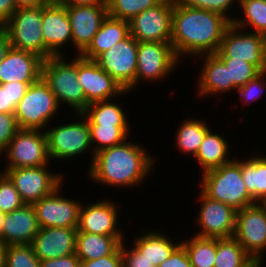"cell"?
<instances>
[{"instance_id":"cell-1","label":"cell","mask_w":266,"mask_h":267,"mask_svg":"<svg viewBox=\"0 0 266 267\" xmlns=\"http://www.w3.org/2000/svg\"><path fill=\"white\" fill-rule=\"evenodd\" d=\"M230 24L220 13L187 7L174 1L170 43L180 61L184 56L194 59L200 55L215 54Z\"/></svg>"},{"instance_id":"cell-2","label":"cell","mask_w":266,"mask_h":267,"mask_svg":"<svg viewBox=\"0 0 266 267\" xmlns=\"http://www.w3.org/2000/svg\"><path fill=\"white\" fill-rule=\"evenodd\" d=\"M142 146L127 139L120 145L98 151L88 166L89 179L109 188H131L144 184L156 159Z\"/></svg>"},{"instance_id":"cell-3","label":"cell","mask_w":266,"mask_h":267,"mask_svg":"<svg viewBox=\"0 0 266 267\" xmlns=\"http://www.w3.org/2000/svg\"><path fill=\"white\" fill-rule=\"evenodd\" d=\"M202 173L199 187L208 198L233 207L236 211L256 202L247 191L242 177L241 158Z\"/></svg>"},{"instance_id":"cell-4","label":"cell","mask_w":266,"mask_h":267,"mask_svg":"<svg viewBox=\"0 0 266 267\" xmlns=\"http://www.w3.org/2000/svg\"><path fill=\"white\" fill-rule=\"evenodd\" d=\"M64 55L51 56L42 63V78L49 85L59 105L70 106L75 114L87 106L82 86L78 83V55L67 60Z\"/></svg>"},{"instance_id":"cell-5","label":"cell","mask_w":266,"mask_h":267,"mask_svg":"<svg viewBox=\"0 0 266 267\" xmlns=\"http://www.w3.org/2000/svg\"><path fill=\"white\" fill-rule=\"evenodd\" d=\"M75 115V120L45 130L50 160H70L90 150L92 163L95 153L92 150L88 121L82 113Z\"/></svg>"},{"instance_id":"cell-6","label":"cell","mask_w":266,"mask_h":267,"mask_svg":"<svg viewBox=\"0 0 266 267\" xmlns=\"http://www.w3.org/2000/svg\"><path fill=\"white\" fill-rule=\"evenodd\" d=\"M62 108L49 85L41 77L30 85L24 97L19 101L15 117L19 128L46 130L49 122Z\"/></svg>"},{"instance_id":"cell-7","label":"cell","mask_w":266,"mask_h":267,"mask_svg":"<svg viewBox=\"0 0 266 267\" xmlns=\"http://www.w3.org/2000/svg\"><path fill=\"white\" fill-rule=\"evenodd\" d=\"M41 26L42 5L16 9L3 28L9 36L12 48L37 54L46 60L54 55L44 45Z\"/></svg>"},{"instance_id":"cell-8","label":"cell","mask_w":266,"mask_h":267,"mask_svg":"<svg viewBox=\"0 0 266 267\" xmlns=\"http://www.w3.org/2000/svg\"><path fill=\"white\" fill-rule=\"evenodd\" d=\"M2 155L8 161L4 168L41 167L52 163L44 130L20 128L0 157Z\"/></svg>"},{"instance_id":"cell-9","label":"cell","mask_w":266,"mask_h":267,"mask_svg":"<svg viewBox=\"0 0 266 267\" xmlns=\"http://www.w3.org/2000/svg\"><path fill=\"white\" fill-rule=\"evenodd\" d=\"M243 31L231 23L226 28L219 50L215 54L219 58L243 60L257 66L261 71H266V36L248 29Z\"/></svg>"},{"instance_id":"cell-10","label":"cell","mask_w":266,"mask_h":267,"mask_svg":"<svg viewBox=\"0 0 266 267\" xmlns=\"http://www.w3.org/2000/svg\"><path fill=\"white\" fill-rule=\"evenodd\" d=\"M179 61L170 42H138L136 87L144 80L152 83L167 78L181 65Z\"/></svg>"},{"instance_id":"cell-11","label":"cell","mask_w":266,"mask_h":267,"mask_svg":"<svg viewBox=\"0 0 266 267\" xmlns=\"http://www.w3.org/2000/svg\"><path fill=\"white\" fill-rule=\"evenodd\" d=\"M48 167L49 164L41 167L4 168L2 172L14 183L22 201L34 204L64 183L62 173L51 172Z\"/></svg>"},{"instance_id":"cell-12","label":"cell","mask_w":266,"mask_h":267,"mask_svg":"<svg viewBox=\"0 0 266 267\" xmlns=\"http://www.w3.org/2000/svg\"><path fill=\"white\" fill-rule=\"evenodd\" d=\"M234 237L256 262L263 264L266 253V209L261 203L236 211Z\"/></svg>"},{"instance_id":"cell-13","label":"cell","mask_w":266,"mask_h":267,"mask_svg":"<svg viewBox=\"0 0 266 267\" xmlns=\"http://www.w3.org/2000/svg\"><path fill=\"white\" fill-rule=\"evenodd\" d=\"M138 41L129 35L108 51L101 53L94 61L113 77L124 90L136 88Z\"/></svg>"},{"instance_id":"cell-14","label":"cell","mask_w":266,"mask_h":267,"mask_svg":"<svg viewBox=\"0 0 266 267\" xmlns=\"http://www.w3.org/2000/svg\"><path fill=\"white\" fill-rule=\"evenodd\" d=\"M175 0H162L129 21L130 35L138 42H170Z\"/></svg>"},{"instance_id":"cell-15","label":"cell","mask_w":266,"mask_h":267,"mask_svg":"<svg viewBox=\"0 0 266 267\" xmlns=\"http://www.w3.org/2000/svg\"><path fill=\"white\" fill-rule=\"evenodd\" d=\"M197 197L201 205L196 222L200 228L195 236L217 239L233 237L236 210L228 204L208 198L201 191Z\"/></svg>"},{"instance_id":"cell-16","label":"cell","mask_w":266,"mask_h":267,"mask_svg":"<svg viewBox=\"0 0 266 267\" xmlns=\"http://www.w3.org/2000/svg\"><path fill=\"white\" fill-rule=\"evenodd\" d=\"M63 186L60 185L52 194L32 204L40 228L78 227L82 202L62 196Z\"/></svg>"},{"instance_id":"cell-17","label":"cell","mask_w":266,"mask_h":267,"mask_svg":"<svg viewBox=\"0 0 266 267\" xmlns=\"http://www.w3.org/2000/svg\"><path fill=\"white\" fill-rule=\"evenodd\" d=\"M78 83L82 86L85 99L88 104L115 99L125 93L122 86L101 69L94 60H89L78 55Z\"/></svg>"},{"instance_id":"cell-18","label":"cell","mask_w":266,"mask_h":267,"mask_svg":"<svg viewBox=\"0 0 266 267\" xmlns=\"http://www.w3.org/2000/svg\"><path fill=\"white\" fill-rule=\"evenodd\" d=\"M120 205L110 200L81 204L77 230L90 234L107 236H123L122 230L117 228Z\"/></svg>"},{"instance_id":"cell-19","label":"cell","mask_w":266,"mask_h":267,"mask_svg":"<svg viewBox=\"0 0 266 267\" xmlns=\"http://www.w3.org/2000/svg\"><path fill=\"white\" fill-rule=\"evenodd\" d=\"M71 23L74 51L80 55L91 43L102 21L107 17V5L66 6Z\"/></svg>"},{"instance_id":"cell-20","label":"cell","mask_w":266,"mask_h":267,"mask_svg":"<svg viewBox=\"0 0 266 267\" xmlns=\"http://www.w3.org/2000/svg\"><path fill=\"white\" fill-rule=\"evenodd\" d=\"M42 34L44 45L54 55H64L62 47L72 41L71 23L66 6L62 4L42 5ZM62 52V53H61Z\"/></svg>"},{"instance_id":"cell-21","label":"cell","mask_w":266,"mask_h":267,"mask_svg":"<svg viewBox=\"0 0 266 267\" xmlns=\"http://www.w3.org/2000/svg\"><path fill=\"white\" fill-rule=\"evenodd\" d=\"M77 227L40 228L30 244L40 261L75 253Z\"/></svg>"},{"instance_id":"cell-22","label":"cell","mask_w":266,"mask_h":267,"mask_svg":"<svg viewBox=\"0 0 266 267\" xmlns=\"http://www.w3.org/2000/svg\"><path fill=\"white\" fill-rule=\"evenodd\" d=\"M42 63L37 54L11 47L0 62V84L37 82L42 76Z\"/></svg>"},{"instance_id":"cell-23","label":"cell","mask_w":266,"mask_h":267,"mask_svg":"<svg viewBox=\"0 0 266 267\" xmlns=\"http://www.w3.org/2000/svg\"><path fill=\"white\" fill-rule=\"evenodd\" d=\"M39 229L33 205L24 204L5 214L0 241L5 245L31 244Z\"/></svg>"},{"instance_id":"cell-24","label":"cell","mask_w":266,"mask_h":267,"mask_svg":"<svg viewBox=\"0 0 266 267\" xmlns=\"http://www.w3.org/2000/svg\"><path fill=\"white\" fill-rule=\"evenodd\" d=\"M204 58L203 67L200 69L197 96L204 98L209 95L229 93L233 90V81H230L229 69L216 54H205L198 56Z\"/></svg>"},{"instance_id":"cell-25","label":"cell","mask_w":266,"mask_h":267,"mask_svg":"<svg viewBox=\"0 0 266 267\" xmlns=\"http://www.w3.org/2000/svg\"><path fill=\"white\" fill-rule=\"evenodd\" d=\"M130 35L129 21L116 19L107 15L88 47L81 57L95 60L101 53L108 51L116 43Z\"/></svg>"},{"instance_id":"cell-26","label":"cell","mask_w":266,"mask_h":267,"mask_svg":"<svg viewBox=\"0 0 266 267\" xmlns=\"http://www.w3.org/2000/svg\"><path fill=\"white\" fill-rule=\"evenodd\" d=\"M125 236L90 234L77 230L75 253L80 260H95L114 253Z\"/></svg>"},{"instance_id":"cell-27","label":"cell","mask_w":266,"mask_h":267,"mask_svg":"<svg viewBox=\"0 0 266 267\" xmlns=\"http://www.w3.org/2000/svg\"><path fill=\"white\" fill-rule=\"evenodd\" d=\"M211 128L206 132L200 148L194 160L202 167L201 173L217 168L230 162L229 140L224 139L223 135L213 133Z\"/></svg>"},{"instance_id":"cell-28","label":"cell","mask_w":266,"mask_h":267,"mask_svg":"<svg viewBox=\"0 0 266 267\" xmlns=\"http://www.w3.org/2000/svg\"><path fill=\"white\" fill-rule=\"evenodd\" d=\"M156 232L149 231L147 233L142 231V235L135 237V240H133V245L157 267L171 256L181 242L178 241L177 243L175 240L173 242L169 239V236L158 232V230Z\"/></svg>"},{"instance_id":"cell-29","label":"cell","mask_w":266,"mask_h":267,"mask_svg":"<svg viewBox=\"0 0 266 267\" xmlns=\"http://www.w3.org/2000/svg\"><path fill=\"white\" fill-rule=\"evenodd\" d=\"M242 177L252 199L262 203L266 199V156L255 154L242 159Z\"/></svg>"},{"instance_id":"cell-30","label":"cell","mask_w":266,"mask_h":267,"mask_svg":"<svg viewBox=\"0 0 266 267\" xmlns=\"http://www.w3.org/2000/svg\"><path fill=\"white\" fill-rule=\"evenodd\" d=\"M113 100L90 103L82 113L86 117L88 125L129 126L130 123L124 109Z\"/></svg>"},{"instance_id":"cell-31","label":"cell","mask_w":266,"mask_h":267,"mask_svg":"<svg viewBox=\"0 0 266 267\" xmlns=\"http://www.w3.org/2000/svg\"><path fill=\"white\" fill-rule=\"evenodd\" d=\"M187 118L188 119L181 122L180 127H178L177 132H175L176 136H174V138L178 150L194 158L206 132L210 128L208 123L206 124L207 121H204V119Z\"/></svg>"},{"instance_id":"cell-32","label":"cell","mask_w":266,"mask_h":267,"mask_svg":"<svg viewBox=\"0 0 266 267\" xmlns=\"http://www.w3.org/2000/svg\"><path fill=\"white\" fill-rule=\"evenodd\" d=\"M255 262L234 236L217 239L214 267H251Z\"/></svg>"},{"instance_id":"cell-33","label":"cell","mask_w":266,"mask_h":267,"mask_svg":"<svg viewBox=\"0 0 266 267\" xmlns=\"http://www.w3.org/2000/svg\"><path fill=\"white\" fill-rule=\"evenodd\" d=\"M237 6L244 15L240 19L234 17L231 23L245 31L250 28L253 33L266 36V0H239Z\"/></svg>"},{"instance_id":"cell-34","label":"cell","mask_w":266,"mask_h":267,"mask_svg":"<svg viewBox=\"0 0 266 267\" xmlns=\"http://www.w3.org/2000/svg\"><path fill=\"white\" fill-rule=\"evenodd\" d=\"M181 244L188 253L193 267H214L217 253V238L191 236Z\"/></svg>"},{"instance_id":"cell-35","label":"cell","mask_w":266,"mask_h":267,"mask_svg":"<svg viewBox=\"0 0 266 267\" xmlns=\"http://www.w3.org/2000/svg\"><path fill=\"white\" fill-rule=\"evenodd\" d=\"M129 127L89 125L93 152L124 143L132 130Z\"/></svg>"},{"instance_id":"cell-36","label":"cell","mask_w":266,"mask_h":267,"mask_svg":"<svg viewBox=\"0 0 266 267\" xmlns=\"http://www.w3.org/2000/svg\"><path fill=\"white\" fill-rule=\"evenodd\" d=\"M162 0H106L110 17L130 21L134 16L152 8Z\"/></svg>"},{"instance_id":"cell-37","label":"cell","mask_w":266,"mask_h":267,"mask_svg":"<svg viewBox=\"0 0 266 267\" xmlns=\"http://www.w3.org/2000/svg\"><path fill=\"white\" fill-rule=\"evenodd\" d=\"M33 83L13 81L0 84V113H15L19 101Z\"/></svg>"},{"instance_id":"cell-38","label":"cell","mask_w":266,"mask_h":267,"mask_svg":"<svg viewBox=\"0 0 266 267\" xmlns=\"http://www.w3.org/2000/svg\"><path fill=\"white\" fill-rule=\"evenodd\" d=\"M229 69L230 81H233V91L247 84L262 71L255 65L234 58H220Z\"/></svg>"},{"instance_id":"cell-39","label":"cell","mask_w":266,"mask_h":267,"mask_svg":"<svg viewBox=\"0 0 266 267\" xmlns=\"http://www.w3.org/2000/svg\"><path fill=\"white\" fill-rule=\"evenodd\" d=\"M30 244L6 245V267H40Z\"/></svg>"},{"instance_id":"cell-40","label":"cell","mask_w":266,"mask_h":267,"mask_svg":"<svg viewBox=\"0 0 266 267\" xmlns=\"http://www.w3.org/2000/svg\"><path fill=\"white\" fill-rule=\"evenodd\" d=\"M24 204L14 183L5 173L0 172V211L10 213Z\"/></svg>"},{"instance_id":"cell-41","label":"cell","mask_w":266,"mask_h":267,"mask_svg":"<svg viewBox=\"0 0 266 267\" xmlns=\"http://www.w3.org/2000/svg\"><path fill=\"white\" fill-rule=\"evenodd\" d=\"M177 3L191 7L204 9L208 11H214L222 14L226 17L230 22L233 21L234 17L229 16V12L232 6L236 3H239V0H175ZM229 11V12H228Z\"/></svg>"},{"instance_id":"cell-42","label":"cell","mask_w":266,"mask_h":267,"mask_svg":"<svg viewBox=\"0 0 266 267\" xmlns=\"http://www.w3.org/2000/svg\"><path fill=\"white\" fill-rule=\"evenodd\" d=\"M266 71H262L259 75H257L254 79H251L244 86L239 87L236 91H238L240 100L244 105L250 104L252 102L255 103L257 99L264 94V90L266 91Z\"/></svg>"},{"instance_id":"cell-43","label":"cell","mask_w":266,"mask_h":267,"mask_svg":"<svg viewBox=\"0 0 266 267\" xmlns=\"http://www.w3.org/2000/svg\"><path fill=\"white\" fill-rule=\"evenodd\" d=\"M14 113H0V154L19 130Z\"/></svg>"},{"instance_id":"cell-44","label":"cell","mask_w":266,"mask_h":267,"mask_svg":"<svg viewBox=\"0 0 266 267\" xmlns=\"http://www.w3.org/2000/svg\"><path fill=\"white\" fill-rule=\"evenodd\" d=\"M125 246L123 241L121 243L122 267H156L134 245Z\"/></svg>"},{"instance_id":"cell-45","label":"cell","mask_w":266,"mask_h":267,"mask_svg":"<svg viewBox=\"0 0 266 267\" xmlns=\"http://www.w3.org/2000/svg\"><path fill=\"white\" fill-rule=\"evenodd\" d=\"M80 267H122L121 246L110 255L95 260H80Z\"/></svg>"},{"instance_id":"cell-46","label":"cell","mask_w":266,"mask_h":267,"mask_svg":"<svg viewBox=\"0 0 266 267\" xmlns=\"http://www.w3.org/2000/svg\"><path fill=\"white\" fill-rule=\"evenodd\" d=\"M157 267H193L189 259L188 253L184 246L180 244L169 258Z\"/></svg>"},{"instance_id":"cell-47","label":"cell","mask_w":266,"mask_h":267,"mask_svg":"<svg viewBox=\"0 0 266 267\" xmlns=\"http://www.w3.org/2000/svg\"><path fill=\"white\" fill-rule=\"evenodd\" d=\"M40 267H80V258L73 253L60 258L42 260Z\"/></svg>"},{"instance_id":"cell-48","label":"cell","mask_w":266,"mask_h":267,"mask_svg":"<svg viewBox=\"0 0 266 267\" xmlns=\"http://www.w3.org/2000/svg\"><path fill=\"white\" fill-rule=\"evenodd\" d=\"M15 10L14 0H0V27H3L10 20Z\"/></svg>"},{"instance_id":"cell-49","label":"cell","mask_w":266,"mask_h":267,"mask_svg":"<svg viewBox=\"0 0 266 267\" xmlns=\"http://www.w3.org/2000/svg\"><path fill=\"white\" fill-rule=\"evenodd\" d=\"M11 48V43L6 30L0 27V62L4 59L6 53Z\"/></svg>"},{"instance_id":"cell-50","label":"cell","mask_w":266,"mask_h":267,"mask_svg":"<svg viewBox=\"0 0 266 267\" xmlns=\"http://www.w3.org/2000/svg\"><path fill=\"white\" fill-rule=\"evenodd\" d=\"M64 6L107 5L106 0H64Z\"/></svg>"},{"instance_id":"cell-51","label":"cell","mask_w":266,"mask_h":267,"mask_svg":"<svg viewBox=\"0 0 266 267\" xmlns=\"http://www.w3.org/2000/svg\"><path fill=\"white\" fill-rule=\"evenodd\" d=\"M16 9L34 8L44 5L43 0H14Z\"/></svg>"},{"instance_id":"cell-52","label":"cell","mask_w":266,"mask_h":267,"mask_svg":"<svg viewBox=\"0 0 266 267\" xmlns=\"http://www.w3.org/2000/svg\"><path fill=\"white\" fill-rule=\"evenodd\" d=\"M0 267H6V245L0 241Z\"/></svg>"},{"instance_id":"cell-53","label":"cell","mask_w":266,"mask_h":267,"mask_svg":"<svg viewBox=\"0 0 266 267\" xmlns=\"http://www.w3.org/2000/svg\"><path fill=\"white\" fill-rule=\"evenodd\" d=\"M44 4H63L64 0H43Z\"/></svg>"},{"instance_id":"cell-54","label":"cell","mask_w":266,"mask_h":267,"mask_svg":"<svg viewBox=\"0 0 266 267\" xmlns=\"http://www.w3.org/2000/svg\"><path fill=\"white\" fill-rule=\"evenodd\" d=\"M4 218H5V213L0 211V237H1V234H2Z\"/></svg>"},{"instance_id":"cell-55","label":"cell","mask_w":266,"mask_h":267,"mask_svg":"<svg viewBox=\"0 0 266 267\" xmlns=\"http://www.w3.org/2000/svg\"><path fill=\"white\" fill-rule=\"evenodd\" d=\"M263 264L259 262H255L251 267H262Z\"/></svg>"},{"instance_id":"cell-56","label":"cell","mask_w":266,"mask_h":267,"mask_svg":"<svg viewBox=\"0 0 266 267\" xmlns=\"http://www.w3.org/2000/svg\"><path fill=\"white\" fill-rule=\"evenodd\" d=\"M266 209V199L261 203Z\"/></svg>"}]
</instances>
